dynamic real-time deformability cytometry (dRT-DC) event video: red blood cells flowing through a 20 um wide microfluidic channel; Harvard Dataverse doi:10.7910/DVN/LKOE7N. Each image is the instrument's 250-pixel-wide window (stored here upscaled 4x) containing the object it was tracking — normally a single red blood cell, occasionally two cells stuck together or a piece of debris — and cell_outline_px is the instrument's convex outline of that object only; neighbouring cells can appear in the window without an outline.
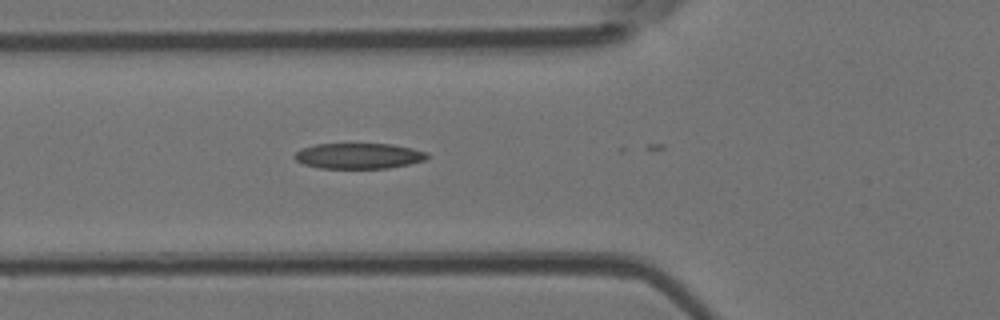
{"species": "Egyptian fruit bat (a non-hibernating species)", "species_latin": "Rousettus aegyptiacus", "temperature_condition": "room temperature", "stored_images_in_passage": 4, "camera_frame_rate_fps": 3000, "um_per_image_px": 0.085, "animal": {"sex": "female"}, "frame": {"image": 1, "passage_image": 4, "time_ms": 1.0, "image_size_px": [1000, 320], "cell_outline_px": [[432, 156], [424, 160], [408, 164], [388, 168], [320, 168], [304, 164], [296, 160], [292, 156], [300, 148], [316, 144], [392, 144], [412, 148], [428, 152]], "centroid_in_image_um": [30.5, 13.24], "position_along_channel_um": 95.3, "area_um2": 19.88}}